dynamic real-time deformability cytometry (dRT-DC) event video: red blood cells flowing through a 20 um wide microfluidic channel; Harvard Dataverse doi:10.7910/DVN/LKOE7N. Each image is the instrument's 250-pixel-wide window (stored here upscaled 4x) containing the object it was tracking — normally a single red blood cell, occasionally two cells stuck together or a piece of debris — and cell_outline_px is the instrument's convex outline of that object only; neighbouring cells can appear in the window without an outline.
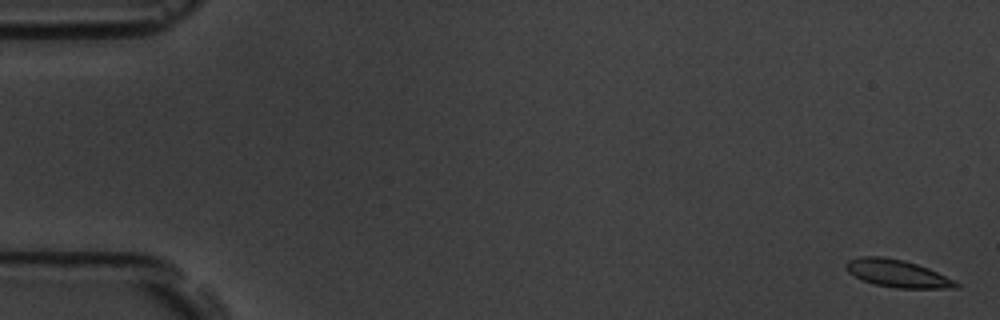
{"species": "common noctule bat (a hibernating species)", "species_latin": "Nyctalus noctula", "temperature_condition": "room temperature", "stored_images_in_passage": 5, "camera_frame_rate_fps": 3000, "um_per_image_px": 0.085, "animal": {"sex": "male", "body_mass_g": 19.5, "forearm_length_mm": 54.6}, "frame": {"image": 1, "passage_image": 1, "time_ms": 0.0, "image_size_px": [1000, 320], "cell_outline_px": [[960, 288], [896, 288], [872, 284], [848, 272], [844, 264], [848, 260], [860, 256], [880, 256], [904, 260], [928, 268], [956, 280], [960, 284]], "centroid_in_image_um": [76.29, 23.25], "position_along_channel_um": 8.7, "area_um2": 17.69}}
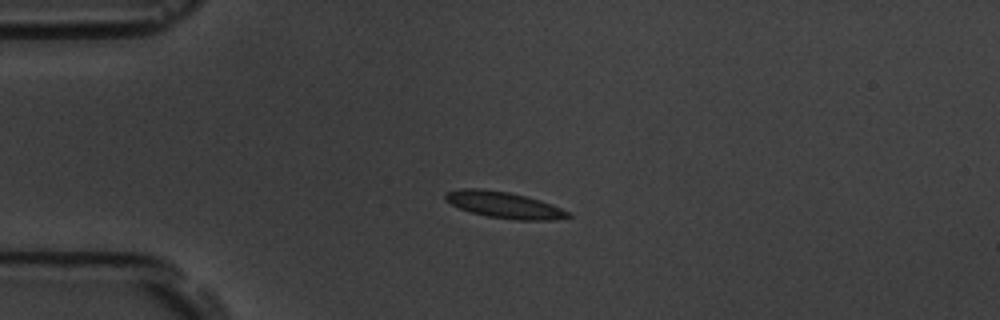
{"frame": {"image": 2, "passage_image": 4, "time_ms": 4.333, "image_size_px": [1000, 320], "cell_outline_px": [[572, 216], [556, 220], [512, 220], [488, 216], [472, 212], [460, 208], [444, 200], [444, 196], [448, 192], [460, 188], [480, 188], [508, 192], [540, 200], [552, 204], [568, 212]], "centroid_in_image_um": [42.85, 17.42], "position_along_channel_um": 42.1, "area_um2": 18.73}}